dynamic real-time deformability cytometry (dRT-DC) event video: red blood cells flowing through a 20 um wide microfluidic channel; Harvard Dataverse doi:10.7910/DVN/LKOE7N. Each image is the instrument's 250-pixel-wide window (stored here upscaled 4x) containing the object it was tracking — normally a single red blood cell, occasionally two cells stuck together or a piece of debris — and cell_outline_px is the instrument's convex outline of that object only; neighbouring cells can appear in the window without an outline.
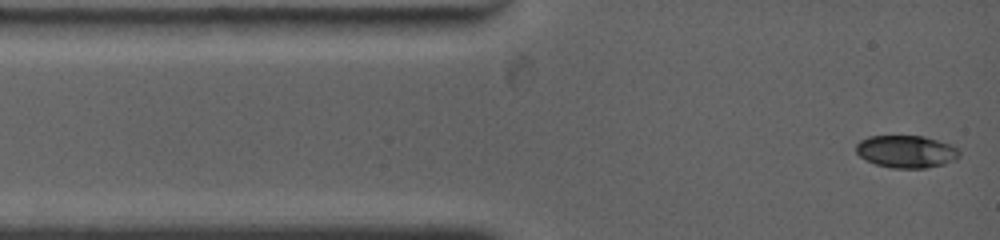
{"species": "common noctule bat (a hibernating species)", "species_latin": "Nyctalus noctula", "temperature_condition": "warm", "stored_images_in_passage": 5, "camera_frame_rate_fps": 4500, "um_per_image_px": 0.085, "animal": {"sex": "female", "body_mass_g": 19.0, "forearm_length_mm": 53.3}, "frame": {"image": 1, "passage_image": 1, "time_ms": 0.0, "image_size_px": [1000, 240], "cell_outline_px": [[960, 156], [956, 160], [944, 164], [924, 168], [892, 168], [876, 164], [860, 156], [856, 152], [856, 144], [860, 140], [868, 136], [924, 136], [960, 148]], "centroid_in_image_um": [77.05, 12.88], "position_along_channel_um": 7.9, "area_um2": 19.54}}
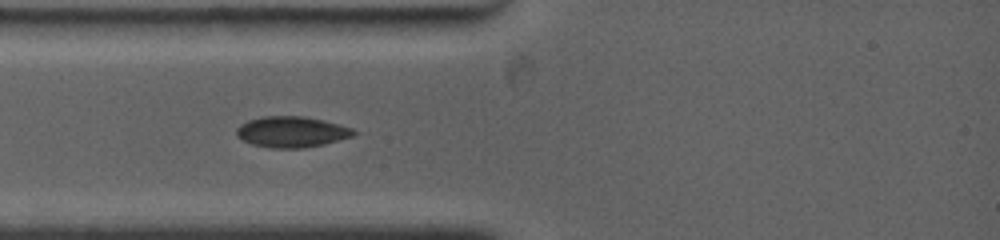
{"frame": {"image": 2, "passage_image": 4, "time_ms": 2.444, "image_size_px": [1000, 240], "cell_outline_px": [[356, 132], [352, 136], [324, 144], [304, 148], [268, 148], [252, 144], [236, 136], [236, 128], [240, 124], [248, 120], [264, 116], [304, 116], [324, 120], [340, 124], [352, 128]], "centroid_in_image_um": [24.77, 11.21], "position_along_channel_um": 60.2, "area_um2": 21.15}}
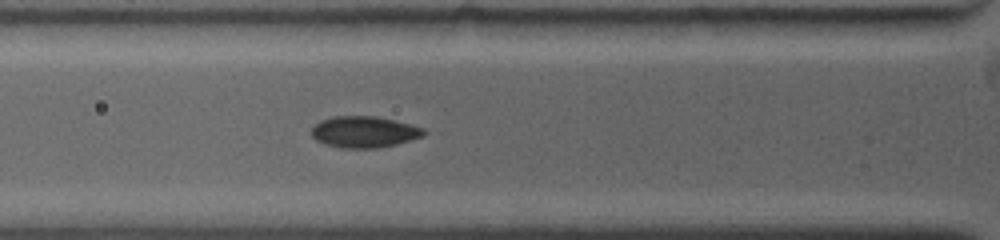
{"frame": {"image": 3, "passage_image": 5, "time_ms": 3.333, "image_size_px": [1000, 240], "cell_outline_px": [[432, 132], [424, 136], [396, 144], [380, 148], [340, 148], [324, 144], [316, 140], [312, 136], [312, 128], [320, 120], [332, 116], [376, 116], [424, 128]], "centroid_in_image_um": [30.98, 11.22], "position_along_channel_um": 94.8, "area_um2": 20.69}}